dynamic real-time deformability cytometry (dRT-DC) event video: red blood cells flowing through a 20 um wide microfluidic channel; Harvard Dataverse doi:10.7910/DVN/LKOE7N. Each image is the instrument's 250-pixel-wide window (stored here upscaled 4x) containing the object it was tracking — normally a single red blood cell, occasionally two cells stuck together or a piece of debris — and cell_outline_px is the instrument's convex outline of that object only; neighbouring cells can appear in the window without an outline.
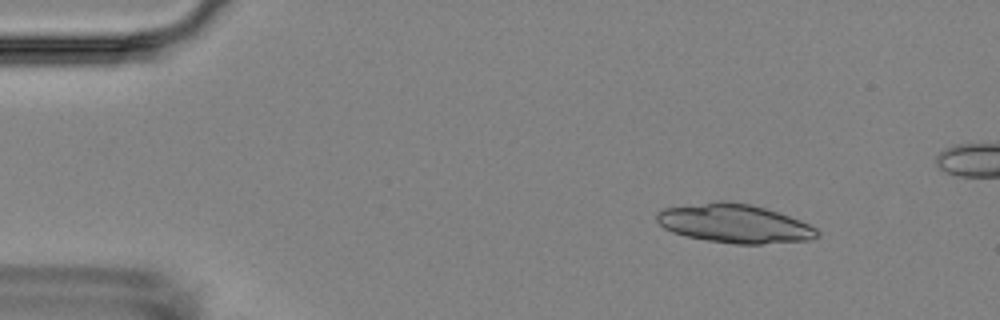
{"species": "Egyptian fruit bat (a non-hibernating species)", "species_latin": "Rousettus aegyptiacus", "temperature_condition": "room temperature", "stored_images_in_passage": 5, "camera_frame_rate_fps": 3000, "um_per_image_px": 0.085, "animal": {"sex": "female"}, "frame": {"image": 1, "passage_image": 2, "time_ms": 1.0, "image_size_px": [1000, 320], "cell_outline_px": [[820, 236], [808, 240], [760, 244], [736, 244], [708, 240], [688, 236], [672, 232], [664, 228], [656, 220], [656, 212], [664, 208], [720, 200], [728, 200], [752, 204], [800, 220], [816, 228], [820, 232]], "centroid_in_image_um": [62.42, 18.99], "position_along_channel_um": 22.6, "area_um2": 36.18}}